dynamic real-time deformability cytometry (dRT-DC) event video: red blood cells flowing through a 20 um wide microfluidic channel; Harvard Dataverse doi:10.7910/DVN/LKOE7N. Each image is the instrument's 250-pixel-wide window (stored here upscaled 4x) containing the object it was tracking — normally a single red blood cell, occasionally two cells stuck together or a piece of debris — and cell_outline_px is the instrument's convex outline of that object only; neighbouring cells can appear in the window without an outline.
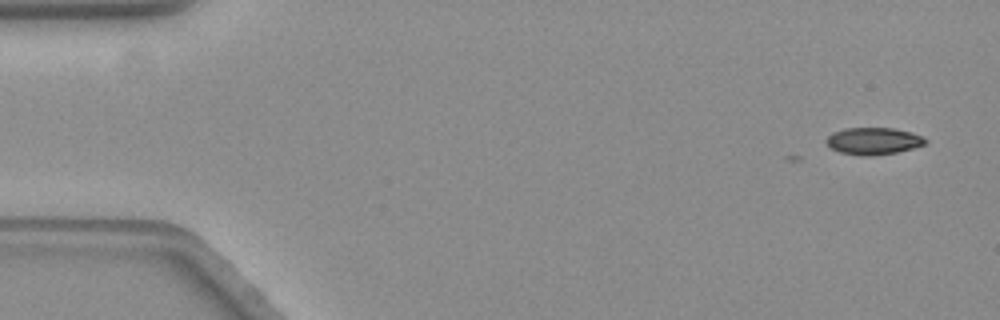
{"species": "common noctule bat (a hibernating species)", "species_latin": "Nyctalus noctula", "temperature_condition": "warm", "stored_images_in_passage": 5, "camera_frame_rate_fps": 3000, "um_per_image_px": 0.085, "animal": {"sex": "female", "body_mass_g": 19.3, "forearm_length_mm": 54.1}, "frame": {"image": 1, "passage_image": 5, "time_ms": 1.333, "image_size_px": [1000, 320], "cell_outline_px": [[928, 140], [924, 144], [912, 148], [896, 152], [872, 156], [860, 156], [840, 152], [832, 148], [828, 144], [828, 136], [836, 132], [848, 128], [892, 128], [908, 132], [920, 136]], "centroid_in_image_um": [74.25, 12.0], "position_along_channel_um": 10.8, "area_um2": 15.14}}